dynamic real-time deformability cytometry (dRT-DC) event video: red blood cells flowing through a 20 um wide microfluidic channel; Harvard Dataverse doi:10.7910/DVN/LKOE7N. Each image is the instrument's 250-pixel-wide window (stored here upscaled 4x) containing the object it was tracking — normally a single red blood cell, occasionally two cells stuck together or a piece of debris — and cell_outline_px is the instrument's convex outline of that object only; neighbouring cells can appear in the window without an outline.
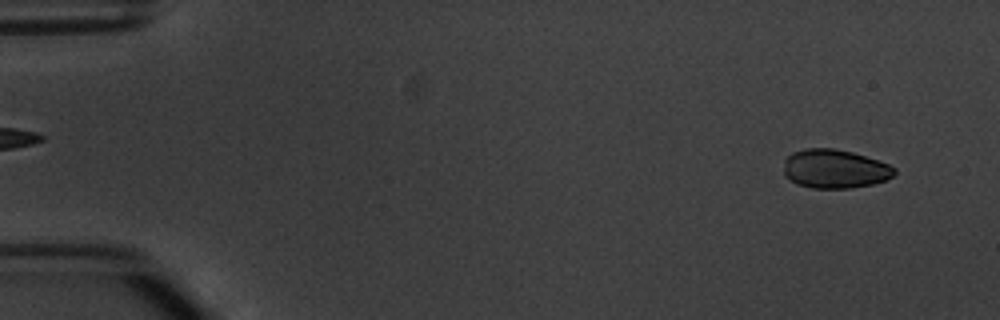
{"species": "common noctule bat (a hibernating species)", "species_latin": "Nyctalus noctula", "temperature_condition": "warm", "stored_images_in_passage": 2, "camera_frame_rate_fps": 3000, "um_per_image_px": 0.085, "animal": {"sex": "male", "body_mass_g": 20.1, "forearm_length_mm": 53.5}, "frame": {"image": 1, "passage_image": 2, "time_ms": 1.333, "image_size_px": [1000, 320], "cell_outline_px": [[896, 172], [892, 176], [884, 180], [872, 184], [852, 188], [812, 188], [796, 184], [784, 176], [784, 160], [792, 152], [804, 148], [832, 148], [852, 152], [888, 164], [896, 168]], "centroid_in_image_um": [70.91, 14.35], "position_along_channel_um": 14.1, "area_um2": 25.09}}